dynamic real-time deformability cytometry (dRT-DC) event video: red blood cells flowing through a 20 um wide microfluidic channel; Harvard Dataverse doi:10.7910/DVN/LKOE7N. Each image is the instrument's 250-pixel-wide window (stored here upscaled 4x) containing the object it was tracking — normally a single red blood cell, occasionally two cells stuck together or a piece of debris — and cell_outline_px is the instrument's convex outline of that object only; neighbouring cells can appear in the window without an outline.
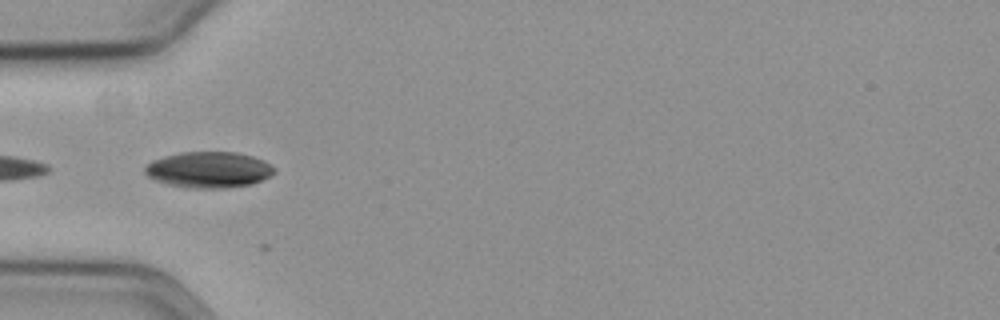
{"species": "common noctule bat (a hibernating species)", "species_latin": "Nyctalus noctula", "temperature_condition": "cold", "stored_images_in_passage": 11, "camera_frame_rate_fps": 3000, "um_per_image_px": 0.085, "animal": {"sex": "female", "body_mass_g": 19.3, "forearm_length_mm": 54.1}, "frame": {"image": 1, "passage_image": 2, "time_ms": 0.333, "image_size_px": [1000, 320], "cell_outline_px": [[276, 172], [252, 184], [228, 188], [184, 188], [168, 184], [156, 180], [148, 176], [144, 172], [144, 168], [152, 160], [164, 156], [180, 152], [236, 152], [252, 156], [264, 160], [276, 168]], "centroid_in_image_um": [17.75, 14.43], "position_along_channel_um": 67.3, "area_um2": 27.28}}